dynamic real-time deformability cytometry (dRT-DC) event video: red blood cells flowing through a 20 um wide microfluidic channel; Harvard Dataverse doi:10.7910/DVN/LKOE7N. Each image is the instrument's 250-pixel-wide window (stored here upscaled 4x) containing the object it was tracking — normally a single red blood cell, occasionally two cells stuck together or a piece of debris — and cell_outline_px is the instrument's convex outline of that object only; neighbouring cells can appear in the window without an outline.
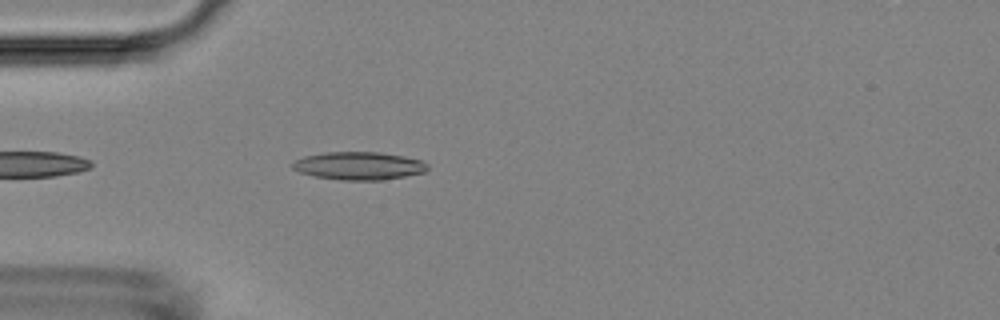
{"species": "Egyptian fruit bat (a non-hibernating species)", "species_latin": "Rousettus aegyptiacus", "temperature_condition": "room temperature", "stored_images_in_passage": 27, "camera_frame_rate_fps": 3000, "um_per_image_px": 0.085, "animal": {"sex": "female"}, "frame": {"image": 1, "passage_image": 4, "time_ms": 1.0, "image_size_px": [1000, 320], "cell_outline_px": [[428, 168], [424, 172], [384, 180], [340, 180], [316, 176], [300, 172], [292, 168], [292, 164], [296, 160], [304, 156], [324, 152], [380, 152], [404, 156], [424, 160], [428, 164]], "centroid_in_image_um": [30.54, 14.09], "position_along_channel_um": 54.5, "area_um2": 22.02}}
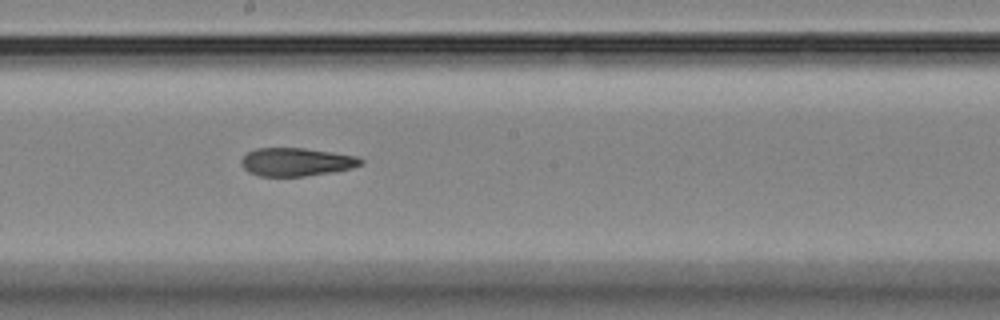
{"frame": {"image": 2, "passage_image": 18, "time_ms": 5.667, "image_size_px": [1000, 320], "cell_outline_px": [[364, 164], [352, 168], [336, 172], [304, 176], [260, 176], [248, 172], [240, 164], [240, 160], [248, 152], [256, 148], [304, 148], [360, 156], [364, 160]], "centroid_in_image_um": [25.24, 13.77], "position_along_channel_um": 223.0, "area_um2": 19.94}}
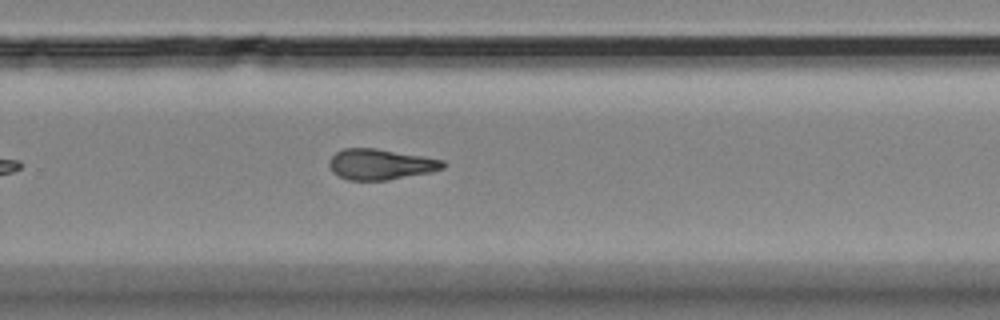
{"frame": {"image": 3, "passage_image": 24, "time_ms": 7.667, "image_size_px": [1000, 320], "cell_outline_px": [[448, 164], [444, 168], [432, 172], [388, 180], [348, 180], [332, 172], [328, 164], [328, 160], [336, 152], [344, 148], [376, 148], [424, 156], [444, 160]], "centroid_in_image_um": [32.37, 13.96], "position_along_channel_um": 297.4, "area_um2": 20.58}}